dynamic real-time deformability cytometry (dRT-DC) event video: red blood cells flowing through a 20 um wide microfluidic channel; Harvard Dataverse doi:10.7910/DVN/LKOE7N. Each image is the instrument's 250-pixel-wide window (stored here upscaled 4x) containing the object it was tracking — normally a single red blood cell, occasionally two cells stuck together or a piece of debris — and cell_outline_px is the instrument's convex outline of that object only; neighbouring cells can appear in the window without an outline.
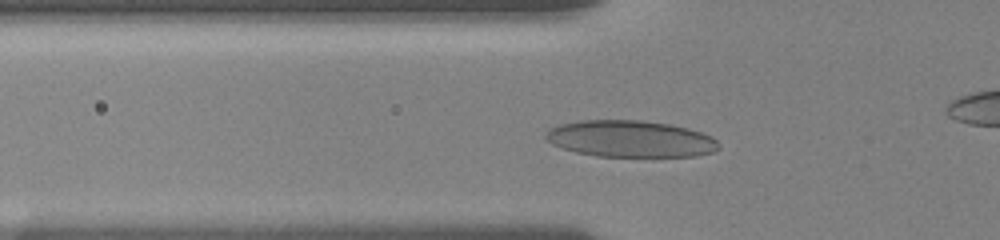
{"species": "human", "species_latin": "Homo sapiens", "temperature_condition": "room temperature", "stored_images_in_passage": 60, "camera_frame_rate_fps": 3000, "um_per_image_px": 0.085, "donor": {"sex": "female"}, "frame": {"image": 1, "passage_image": 15, "time_ms": 4.333, "image_size_px": [1000, 240], "cell_outline_px": [[720, 148], [712, 152], [696, 156], [596, 156], [576, 152], [552, 144], [544, 140], [544, 136], [548, 128], [560, 124], [580, 120], [640, 120], [668, 124], [688, 128], [712, 136], [720, 144]], "centroid_in_image_um": [53.56, 11.79], "position_along_channel_um": 72.2, "area_um2": 37.05}}
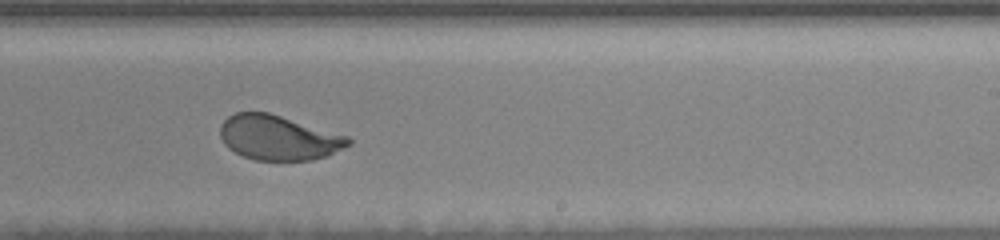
{"frame": {"image": 2, "passage_image": 39, "time_ms": 9.667, "image_size_px": [1000, 240], "cell_outline_px": [[352, 144], [328, 156], [312, 160], [256, 160], [244, 156], [228, 148], [224, 144], [220, 136], [220, 124], [228, 116], [236, 112], [268, 112], [348, 136], [352, 140]], "centroid_in_image_um": [23.68, 11.7], "position_along_channel_um": 265.3, "area_um2": 33.47}}
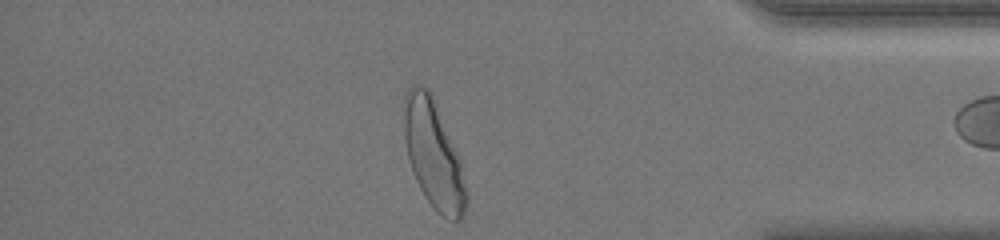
{"frame": {"image": 3, "passage_image": 59, "time_ms": 14.0, "image_size_px": [1000, 240], "cell_outline_px": [[468, 200], [464, 212], [460, 220], [452, 220], [436, 212], [420, 188], [416, 180], [408, 156], [404, 136], [404, 96], [408, 88], [412, 84], [420, 84], [428, 88], [432, 96], [460, 160], [468, 196]], "centroid_in_image_um": [36.84, 13.12], "position_along_channel_um": 398.4, "area_um2": 38.44}}